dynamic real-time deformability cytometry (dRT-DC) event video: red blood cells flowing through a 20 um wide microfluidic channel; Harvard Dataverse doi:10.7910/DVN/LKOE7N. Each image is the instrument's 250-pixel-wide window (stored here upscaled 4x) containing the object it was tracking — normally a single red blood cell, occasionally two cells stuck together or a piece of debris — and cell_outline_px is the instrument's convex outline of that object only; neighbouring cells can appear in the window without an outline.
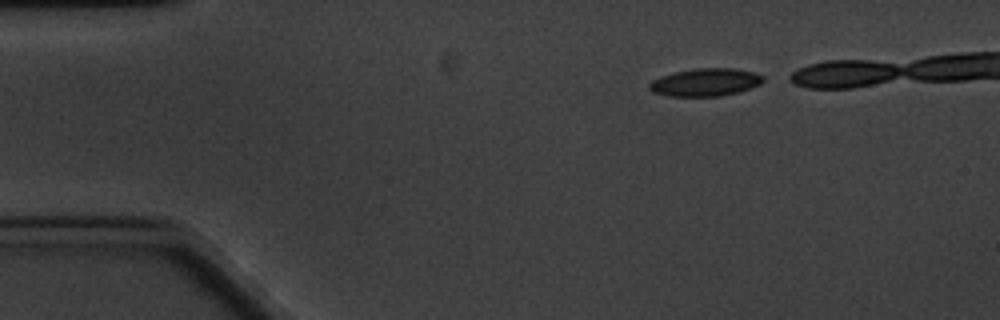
{"species": "common noctule bat (a hibernating species)", "species_latin": "Nyctalus noctula", "temperature_condition": "cold", "stored_images_in_passage": 6, "camera_frame_rate_fps": 3000, "um_per_image_px": 0.085, "animal": {"sex": "male", "body_mass_g": 20.1, "forearm_length_mm": 53.5}, "frame": {"image": 1, "passage_image": 1, "time_ms": 0.0, "image_size_px": [1000, 320], "cell_outline_px": [[764, 80], [760, 84], [736, 92], [720, 96], [668, 96], [652, 92], [648, 88], [648, 84], [652, 80], [660, 76], [676, 72], [696, 68], [732, 68], [756, 72], [764, 76]], "centroid_in_image_um": [59.93, 6.99], "position_along_channel_um": 25.1, "area_um2": 18.38}}